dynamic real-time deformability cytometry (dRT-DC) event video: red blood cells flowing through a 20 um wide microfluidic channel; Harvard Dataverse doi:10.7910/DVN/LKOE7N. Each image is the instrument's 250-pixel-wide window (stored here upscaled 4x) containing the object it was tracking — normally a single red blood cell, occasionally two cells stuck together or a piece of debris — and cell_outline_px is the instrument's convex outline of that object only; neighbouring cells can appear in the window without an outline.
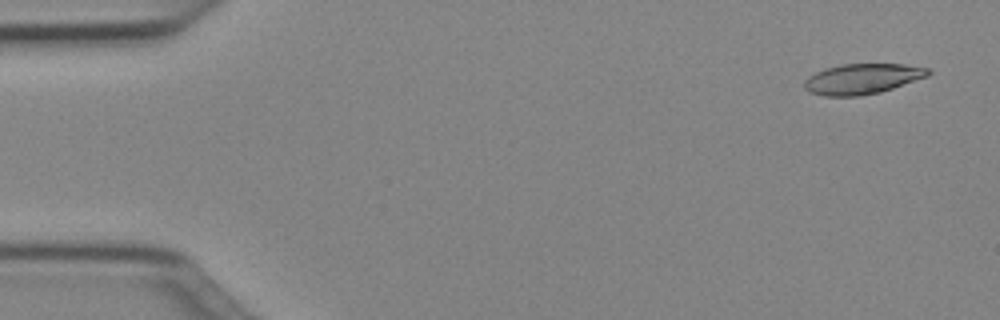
{"species": "Egyptian fruit bat (a non-hibernating species)", "species_latin": "Rousettus aegyptiacus", "temperature_condition": "cold", "stored_images_in_passage": 8, "camera_frame_rate_fps": 3000, "um_per_image_px": 0.085, "animal": {"sex": "female"}, "frame": {"image": 1, "passage_image": 3, "time_ms": 0.667, "image_size_px": [1000, 320], "cell_outline_px": [[932, 72], [928, 76], [880, 92], [860, 96], [824, 96], [808, 92], [804, 88], [804, 80], [808, 76], [824, 68], [840, 64], [904, 64], [928, 68]], "centroid_in_image_um": [73.26, 6.7], "position_along_channel_um": 11.7, "area_um2": 22.02}}